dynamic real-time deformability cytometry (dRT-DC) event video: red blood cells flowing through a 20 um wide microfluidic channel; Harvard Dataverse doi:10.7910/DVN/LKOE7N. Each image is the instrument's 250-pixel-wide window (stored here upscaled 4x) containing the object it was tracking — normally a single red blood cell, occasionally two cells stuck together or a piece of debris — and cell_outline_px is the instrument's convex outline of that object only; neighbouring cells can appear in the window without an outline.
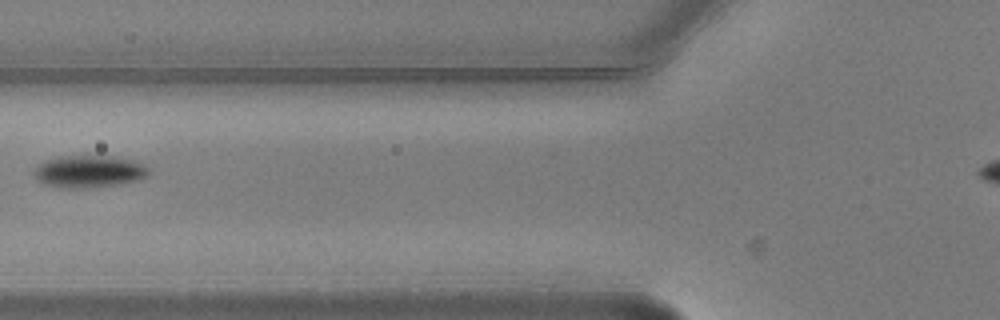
{"species": "common noctule bat (a hibernating species)", "species_latin": "Nyctalus noctula", "temperature_condition": "warm", "stored_images_in_passage": 4, "camera_frame_rate_fps": 3000, "um_per_image_px": 0.085, "animal": {"sex": "male", "body_mass_g": 20.5, "forearm_length_mm": 52.5}, "frame": {"image": 1, "passage_image": 3, "time_ms": 0.667, "image_size_px": [1000, 320], "cell_outline_px": [[148, 176], [140, 180], [116, 184], [84, 188], [60, 188], [44, 184], [36, 180], [32, 172], [36, 164], [44, 160], [60, 156], [116, 156], [136, 160], [144, 164], [148, 168]], "centroid_in_image_um": [7.53, 14.56], "position_along_channel_um": 118.3, "area_um2": 21.96}}